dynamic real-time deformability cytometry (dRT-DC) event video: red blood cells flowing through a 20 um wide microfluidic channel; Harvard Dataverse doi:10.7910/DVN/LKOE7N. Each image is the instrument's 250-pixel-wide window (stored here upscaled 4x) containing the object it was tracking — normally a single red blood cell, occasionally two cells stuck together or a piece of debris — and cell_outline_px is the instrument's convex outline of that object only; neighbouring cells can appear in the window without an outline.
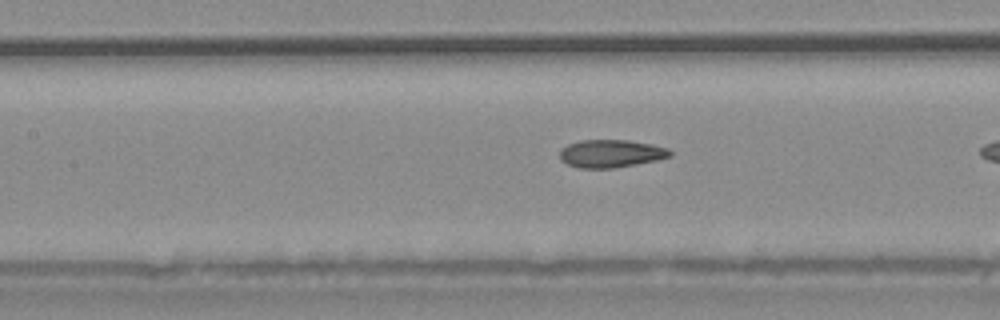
{"species": "common noctule bat (a hibernating species)", "species_latin": "Nyctalus noctula", "temperature_condition": "warm", "stored_images_in_passage": 23, "camera_frame_rate_fps": 3000, "um_per_image_px": 0.085, "animal": {"sex": "male", "body_mass_g": 20.4}, "frame": {"image": 1, "passage_image": 21, "time_ms": 6.667, "image_size_px": [1000, 320], "cell_outline_px": [[672, 156], [656, 160], [636, 164], [612, 168], [580, 168], [568, 164], [560, 160], [560, 148], [568, 144], [580, 140], [628, 140], [652, 144], [668, 148], [672, 152]], "centroid_in_image_um": [51.92, 13.04], "position_along_channel_um": 155.5, "area_um2": 17.92}}